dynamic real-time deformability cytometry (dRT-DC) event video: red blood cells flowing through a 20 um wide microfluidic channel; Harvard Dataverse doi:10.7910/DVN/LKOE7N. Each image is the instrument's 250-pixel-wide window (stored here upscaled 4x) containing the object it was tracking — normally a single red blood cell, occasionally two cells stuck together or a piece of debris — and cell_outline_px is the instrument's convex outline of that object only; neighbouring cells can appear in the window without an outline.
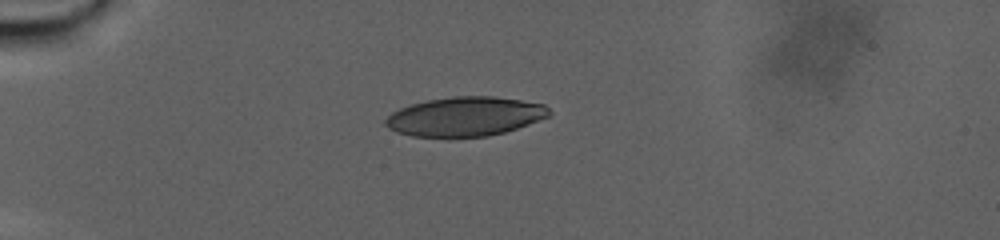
{"species": "human", "species_latin": "Homo sapiens", "temperature_condition": "warm", "stored_images_in_passage": 72, "camera_frame_rate_fps": 3000, "um_per_image_px": 0.085, "donor": {"sex": "male"}, "frame": {"image": 1, "passage_image": 1, "time_ms": 0.0, "image_size_px": [1000, 240], "cell_outline_px": [[552, 112], [548, 116], [528, 124], [504, 132], [488, 136], [412, 136], [396, 132], [388, 128], [384, 124], [384, 120], [392, 112], [400, 108], [412, 104], [428, 100], [452, 96], [496, 96], [544, 104]], "centroid_in_image_um": [39.52, 9.89], "position_along_channel_um": 45.5, "area_um2": 37.17}}
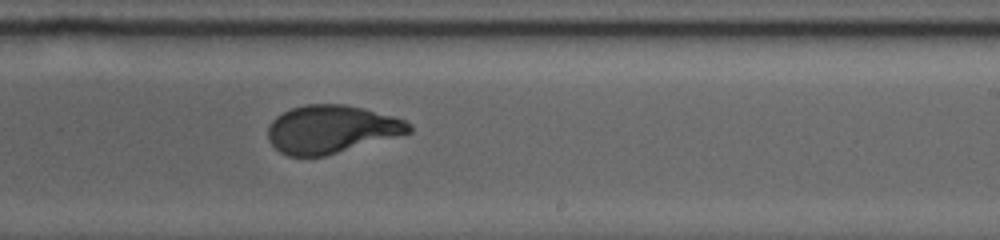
{"frame": {"image": 2, "passage_image": 37, "time_ms": 12.0, "image_size_px": [1000, 240], "cell_outline_px": [[412, 132], [324, 156], [288, 156], [280, 152], [268, 140], [268, 128], [272, 120], [276, 116], [292, 108], [304, 104], [344, 104], [392, 116], [404, 120], [412, 124]], "centroid_in_image_um": [28.14, 10.98], "position_along_channel_um": 260.9, "area_um2": 39.07}}
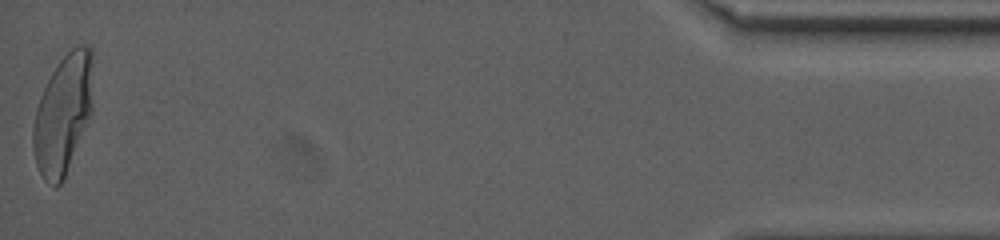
{"frame": {"image": 3, "passage_image": 72, "time_ms": 23.667, "image_size_px": [1000, 240], "cell_outline_px": [[92, 112], [64, 180], [56, 188], [44, 180], [36, 164], [32, 144], [32, 132], [36, 108], [40, 96], [52, 72], [60, 60], [72, 48], [80, 44], [84, 44], [92, 48]], "centroid_in_image_um": [5.36, 9.71], "position_along_channel_um": 429.8, "area_um2": 41.73}, "authors_computed_cell_mechanics": {"area_um2": 39.4485, "velocity_mm_per_s": 2.1359, "shape_relaxation_time_tau1_ms": 8.857, "shape_relaxation_time_tau2_ms": null, "deformation_change_tau1": 0.2437, "deformation_change_tau2": null}}